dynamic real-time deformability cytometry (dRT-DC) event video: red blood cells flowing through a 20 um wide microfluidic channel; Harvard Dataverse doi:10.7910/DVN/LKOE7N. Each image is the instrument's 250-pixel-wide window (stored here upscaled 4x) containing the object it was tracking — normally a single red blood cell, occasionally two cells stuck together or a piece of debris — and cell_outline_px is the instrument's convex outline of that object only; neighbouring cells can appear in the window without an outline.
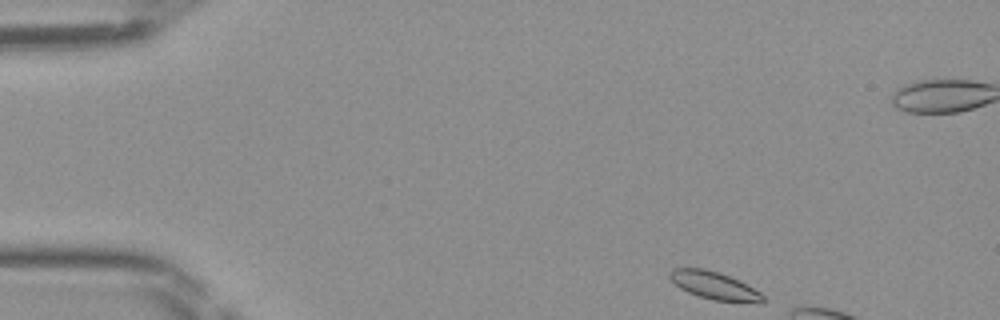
{"species": "Egyptian fruit bat (a non-hibernating species)", "species_latin": "Rousettus aegyptiacus", "temperature_condition": "room temperature", "stored_images_in_passage": 7, "camera_frame_rate_fps": 3000, "um_per_image_px": 0.085, "frame": {"image": 1, "passage_image": 1, "time_ms": 0.0, "image_size_px": [1000, 320], "cell_outline_px": [[764, 300], [760, 304], [712, 300], [688, 292], [680, 288], [668, 276], [668, 272], [672, 268], [704, 268], [720, 272], [740, 280], [760, 292], [764, 296]], "centroid_in_image_um": [60.75, 24.28], "position_along_channel_um": 24.3, "area_um2": 15.32}}